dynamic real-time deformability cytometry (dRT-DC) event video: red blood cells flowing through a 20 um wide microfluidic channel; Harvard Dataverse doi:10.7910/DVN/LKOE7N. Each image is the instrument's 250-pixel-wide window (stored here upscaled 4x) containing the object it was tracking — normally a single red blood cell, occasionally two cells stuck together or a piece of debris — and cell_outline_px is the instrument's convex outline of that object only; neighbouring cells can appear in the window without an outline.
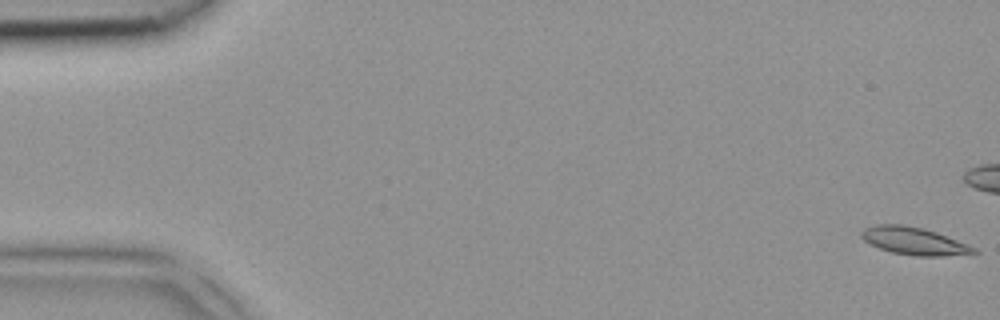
{"species": "common noctule bat (a hibernating species)", "species_latin": "Nyctalus noctula", "temperature_condition": "room temperature", "stored_images_in_passage": 7, "camera_frame_rate_fps": 3000, "um_per_image_px": 0.085, "animal": {"sex": "female", "body_mass_g": 18.4}, "frame": {"image": 1, "passage_image": 1, "time_ms": 0.0, "image_size_px": [1000, 320], "cell_outline_px": [[980, 252], [944, 256], [916, 256], [892, 252], [880, 248], [864, 240], [860, 236], [860, 232], [864, 228], [876, 224], [904, 224], [936, 232], [968, 244], [976, 248]], "centroid_in_image_um": [77.68, 20.48], "position_along_channel_um": 7.3, "area_um2": 17.92}}